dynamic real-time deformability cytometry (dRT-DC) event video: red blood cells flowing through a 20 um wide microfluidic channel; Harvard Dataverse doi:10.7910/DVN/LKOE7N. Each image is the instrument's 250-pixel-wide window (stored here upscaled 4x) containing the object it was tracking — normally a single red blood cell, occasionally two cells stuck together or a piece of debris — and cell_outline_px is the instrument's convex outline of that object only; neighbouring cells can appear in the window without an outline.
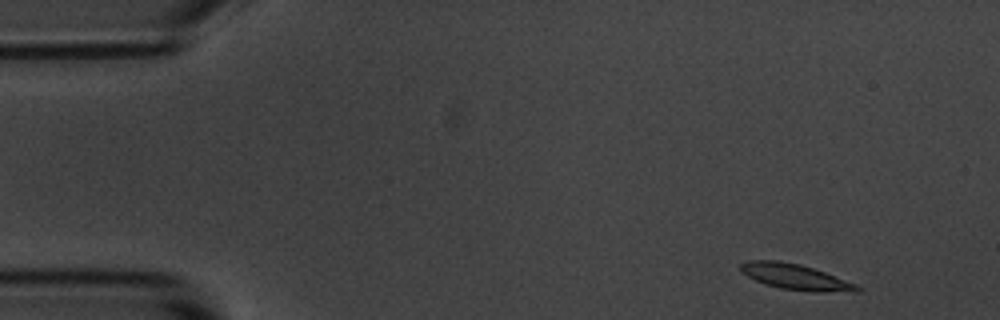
{"species": "common noctule bat (a hibernating species)", "species_latin": "Nyctalus noctula", "temperature_condition": "room temperature", "stored_images_in_passage": 5, "segment_of_instrument_passage": [1, 2], "camera_frame_rate_fps": 3000, "um_per_image_px": 0.085, "animal": {"sex": "male", "body_mass_g": 20.1, "forearm_length_mm": 53.5}, "frame": {"image": 1, "passage_image": 1, "time_ms": 0.0, "image_size_px": [1000, 320], "cell_outline_px": [[860, 292], [852, 292], [780, 288], [764, 284], [748, 276], [740, 268], [740, 264], [752, 260], [776, 260], [796, 264], [812, 268], [824, 272], [856, 284], [860, 288]], "centroid_in_image_um": [67.58, 23.51], "position_along_channel_um": 17.4, "area_um2": 16.53}}